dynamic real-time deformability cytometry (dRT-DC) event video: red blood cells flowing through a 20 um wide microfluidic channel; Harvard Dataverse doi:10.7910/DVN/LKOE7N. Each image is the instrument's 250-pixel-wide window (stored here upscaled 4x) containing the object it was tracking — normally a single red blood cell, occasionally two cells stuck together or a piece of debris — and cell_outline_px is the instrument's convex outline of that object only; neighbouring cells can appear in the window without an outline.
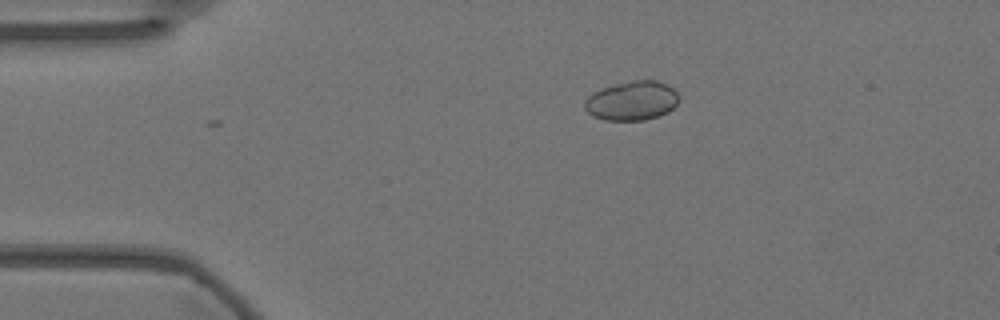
{"species": "Egyptian fruit bat (a non-hibernating species)", "species_latin": "Rousettus aegyptiacus", "temperature_condition": "warm", "stored_images_in_passage": 3, "camera_frame_rate_fps": 3000, "um_per_image_px": 0.085, "animal": {"sex": "female"}, "frame": {"image": 1, "passage_image": 2, "time_ms": 0.333, "image_size_px": [1000, 320], "cell_outline_px": [[680, 100], [668, 112], [660, 116], [644, 120], [604, 120], [592, 116], [584, 108], [584, 100], [592, 92], [600, 88], [632, 80], [656, 80], [672, 88], [680, 96]], "centroid_in_image_um": [53.69, 8.57], "position_along_channel_um": 31.3, "area_um2": 21.73}}